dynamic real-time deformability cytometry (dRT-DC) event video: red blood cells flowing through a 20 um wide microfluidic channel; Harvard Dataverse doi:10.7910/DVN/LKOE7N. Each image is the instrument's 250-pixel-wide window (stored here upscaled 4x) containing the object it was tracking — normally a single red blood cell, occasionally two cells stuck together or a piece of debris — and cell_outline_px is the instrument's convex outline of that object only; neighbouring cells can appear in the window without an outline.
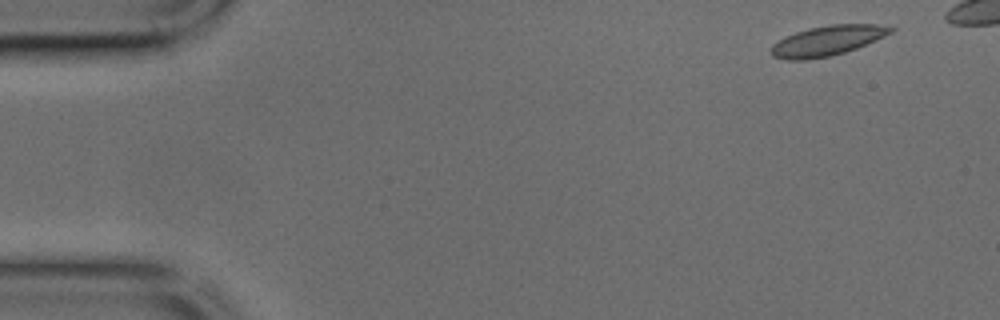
{"species": "common noctule bat (a hibernating species)", "species_latin": "Nyctalus noctula", "temperature_condition": "cold", "stored_images_in_passage": 39, "camera_frame_rate_fps": 3000, "um_per_image_px": 0.085, "animal": {"sex": "male", "body_mass_g": 17.9, "forearm_length_mm": 54.2}, "frame": {"image": 1, "passage_image": 2, "time_ms": 0.333, "image_size_px": [1000, 320], "cell_outline_px": [[896, 28], [892, 32], [876, 40], [856, 48], [844, 52], [828, 56], [804, 60], [788, 60], [772, 56], [772, 44], [784, 36], [808, 28], [828, 24], [880, 24]], "centroid_in_image_um": [70.32, 3.44], "position_along_channel_um": 14.7, "area_um2": 20.87}}
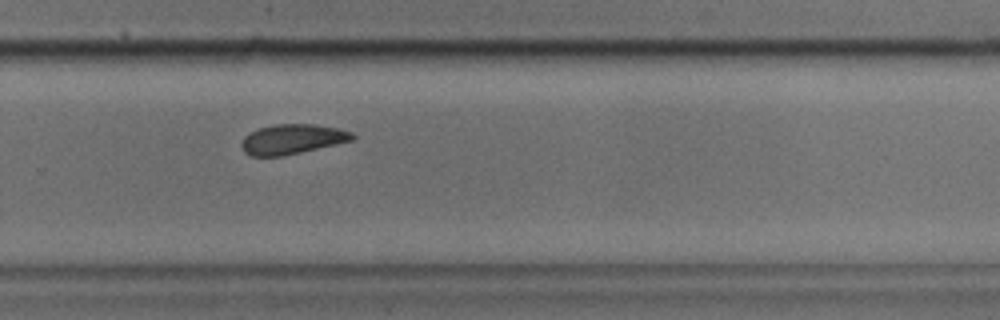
{"frame": {"image": 2, "passage_image": 29, "time_ms": 9.333, "image_size_px": [1000, 320], "cell_outline_px": [[356, 136], [352, 140], [336, 144], [284, 156], [252, 156], [244, 152], [240, 144], [244, 136], [260, 128], [276, 124], [316, 124], [340, 128], [352, 132]], "centroid_in_image_um": [24.85, 11.83], "position_along_channel_um": 304.9, "area_um2": 19.31}}
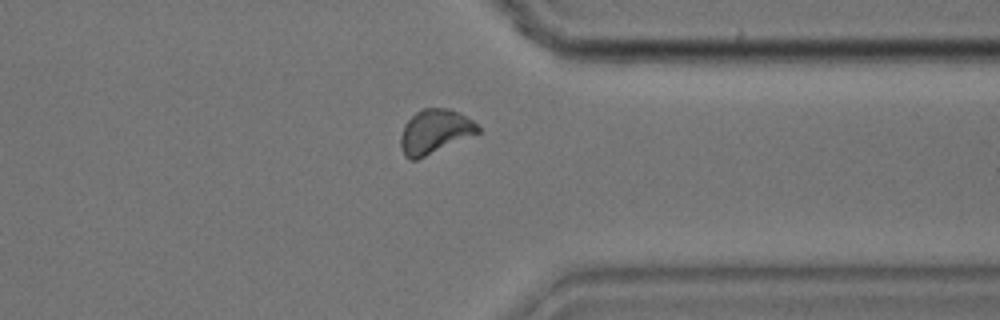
{"frame": {"image": 3, "passage_image": 34, "time_ms": 11.0, "image_size_px": [1000, 320], "cell_outline_px": [[480, 132], [416, 160], [408, 160], [404, 156], [400, 148], [400, 136], [404, 124], [416, 112], [424, 108], [452, 108], [472, 120], [480, 128]], "centroid_in_image_um": [36.92, 11.18], "position_along_channel_um": 374.5, "area_um2": 19.88}}